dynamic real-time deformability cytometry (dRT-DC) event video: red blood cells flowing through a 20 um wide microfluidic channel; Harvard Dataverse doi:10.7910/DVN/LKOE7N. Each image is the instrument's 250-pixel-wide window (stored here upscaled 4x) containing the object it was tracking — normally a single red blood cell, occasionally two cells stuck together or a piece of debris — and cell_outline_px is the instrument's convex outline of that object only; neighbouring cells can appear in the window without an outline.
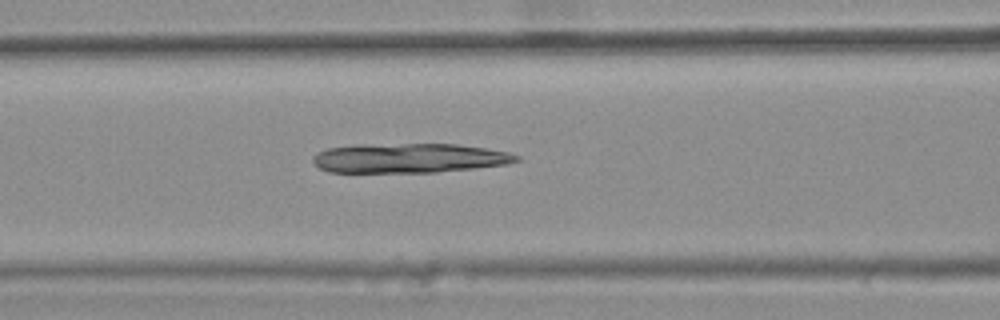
{"species": "common noctule bat (a hibernating species)", "species_latin": "Nyctalus noctula", "temperature_condition": "warm", "stored_images_in_passage": 45, "camera_frame_rate_fps": 3000, "um_per_image_px": 0.085, "animal": {"sex": "female", "body_mass_g": 25.1}, "frame": {"image": 1, "passage_image": 21, "time_ms": 6.667, "image_size_px": [1000, 320], "cell_outline_px": [[520, 160], [508, 164], [476, 168], [436, 172], [328, 172], [320, 168], [312, 160], [312, 156], [328, 148], [356, 144], [456, 144], [484, 148], [508, 152], [520, 156]], "centroid_in_image_um": [34.79, 13.44], "position_along_channel_um": 131.8, "area_um2": 35.03}}
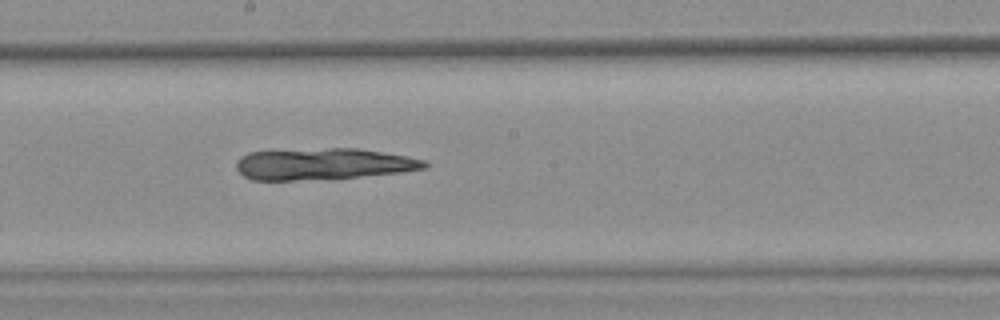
{"frame": {"image": 2, "passage_image": 28, "time_ms": 9.0, "image_size_px": [1000, 320], "cell_outline_px": [[428, 164], [424, 168], [400, 172], [356, 176], [292, 180], [252, 180], [244, 176], [236, 168], [236, 160], [240, 156], [248, 152], [328, 148], [356, 148], [408, 156], [428, 160]], "centroid_in_image_um": [27.45, 13.92], "position_along_channel_um": 220.8, "area_um2": 34.1}}
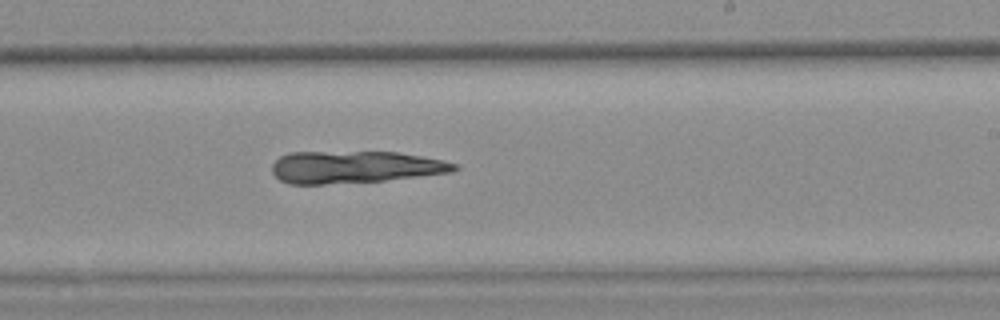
{"frame": {"image": 3, "passage_image": 31, "time_ms": 10.0, "image_size_px": [1000, 320], "cell_outline_px": [[460, 168], [452, 172], [384, 180], [324, 184], [288, 184], [280, 180], [272, 172], [272, 164], [280, 156], [288, 152], [396, 152], [444, 160], [460, 164]], "centroid_in_image_um": [30.16, 14.19], "position_along_channel_um": 258.8, "area_um2": 34.16}}